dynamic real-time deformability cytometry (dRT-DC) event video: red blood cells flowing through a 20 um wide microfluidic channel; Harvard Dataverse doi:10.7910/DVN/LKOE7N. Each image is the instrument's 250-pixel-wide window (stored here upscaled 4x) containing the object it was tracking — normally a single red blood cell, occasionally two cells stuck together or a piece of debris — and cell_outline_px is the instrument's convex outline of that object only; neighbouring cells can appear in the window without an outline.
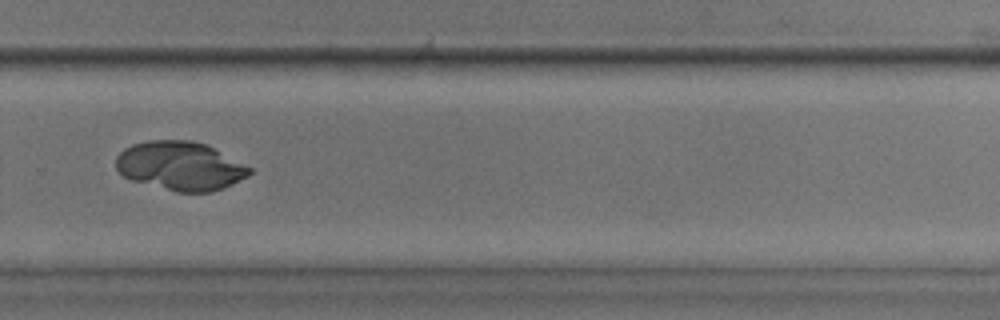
{"species": "common noctule bat (a hibernating species)", "species_latin": "Nyctalus noctula", "temperature_condition": "room temperature", "stored_images_in_passage": 45, "camera_frame_rate_fps": 3000, "um_per_image_px": 0.085, "animal": {"sex": "male", "body_mass_g": 17.9, "forearm_length_mm": 54.2}, "frame": {"image": 1, "passage_image": 30, "time_ms": 9.667, "image_size_px": [1000, 320], "cell_outline_px": [[252, 172], [248, 176], [232, 184], [212, 192], [176, 192], [132, 180], [124, 176], [116, 168], [116, 156], [124, 148], [132, 144], [148, 140], [192, 140], [208, 144], [252, 168]], "centroid_in_image_um": [15.33, 14.09], "position_along_channel_um": 314.5, "area_um2": 38.15}}
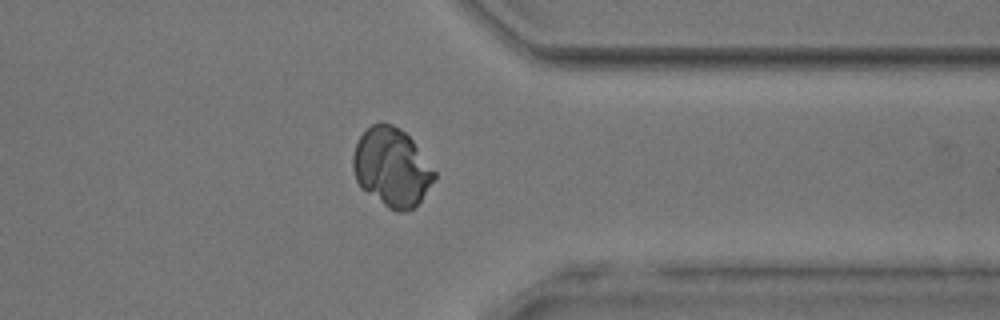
{"frame": {"image": 2, "passage_image": 35, "time_ms": 11.333, "image_size_px": [1000, 320], "cell_outline_px": [[436, 176], [420, 200], [412, 208], [400, 212], [396, 212], [388, 208], [360, 188], [356, 180], [352, 168], [352, 156], [356, 144], [360, 136], [372, 124], [380, 120], [392, 124], [400, 128], [412, 140], [436, 172]], "centroid_in_image_um": [33.26, 14.2], "position_along_channel_um": 378.1, "area_um2": 37.17}}
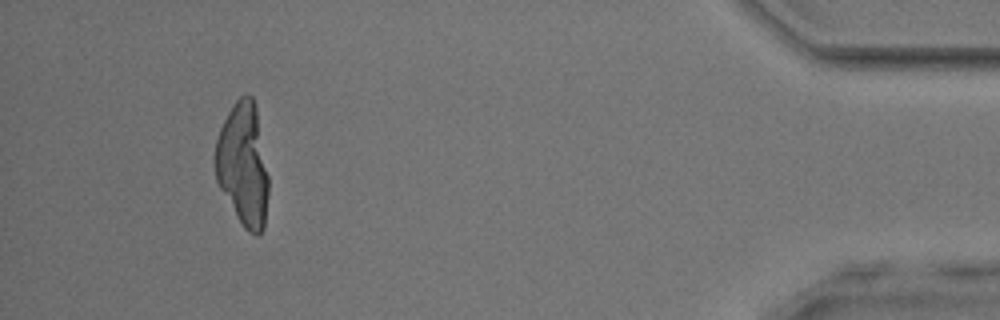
{"frame": {"image": 3, "passage_image": 42, "time_ms": 13.667, "image_size_px": [1000, 320], "cell_outline_px": [[268, 196], [264, 228], [256, 236], [248, 232], [244, 228], [220, 188], [216, 180], [216, 140], [220, 128], [232, 104], [240, 96], [252, 96], [256, 108], [268, 176]], "centroid_in_image_um": [20.67, 14.01], "position_along_channel_um": 414.5, "area_um2": 37.8}}